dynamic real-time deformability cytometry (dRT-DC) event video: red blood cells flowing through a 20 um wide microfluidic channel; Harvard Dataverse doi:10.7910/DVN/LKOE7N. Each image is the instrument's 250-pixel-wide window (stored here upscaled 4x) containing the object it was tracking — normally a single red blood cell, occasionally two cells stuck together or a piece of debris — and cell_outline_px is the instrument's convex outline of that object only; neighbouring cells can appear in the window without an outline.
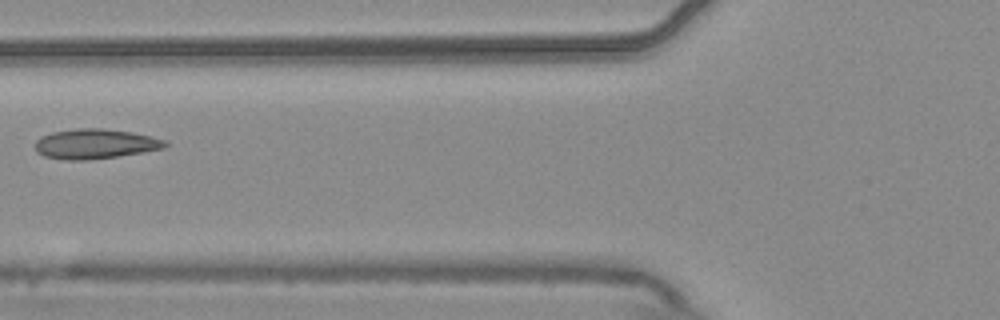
{"species": "common noctule bat (a hibernating species)", "species_latin": "Nyctalus noctula", "temperature_condition": "warm", "stored_images_in_passage": 7, "camera_frame_rate_fps": 3000, "um_per_image_px": 0.085, "animal": {"sex": "male", "body_mass_g": 20.4}, "frame": {"image": 1, "passage_image": 7, "time_ms": 2.0, "image_size_px": [1000, 320], "cell_outline_px": [[168, 144], [164, 148], [116, 156], [88, 160], [68, 160], [44, 156], [36, 152], [36, 140], [40, 136], [52, 132], [76, 128], [104, 128], [132, 132], [152, 136], [168, 140]], "centroid_in_image_um": [8.09, 12.21], "position_along_channel_um": 117.7, "area_um2": 22.66}}